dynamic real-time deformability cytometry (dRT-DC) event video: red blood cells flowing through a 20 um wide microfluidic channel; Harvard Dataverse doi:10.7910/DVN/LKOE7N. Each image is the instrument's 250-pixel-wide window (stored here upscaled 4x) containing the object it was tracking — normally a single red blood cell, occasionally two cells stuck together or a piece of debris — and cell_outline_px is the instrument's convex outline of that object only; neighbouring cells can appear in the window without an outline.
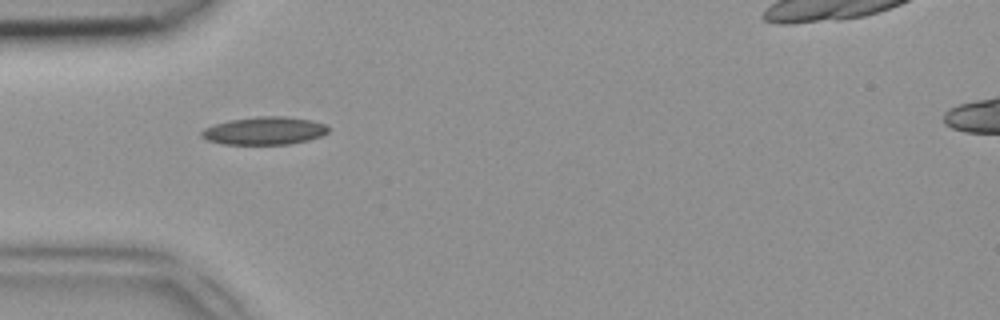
{"species": "common noctule bat (a hibernating species)", "species_latin": "Nyctalus noctula", "temperature_condition": "room temperature", "stored_images_in_passage": 31, "camera_frame_rate_fps": 3000, "um_per_image_px": 0.085, "animal": {"sex": "female", "body_mass_g": 18.4}, "frame": {"image": 1, "passage_image": 1, "time_ms": 0.0, "image_size_px": [1000, 320], "cell_outline_px": [[328, 132], [320, 136], [308, 140], [288, 144], [224, 144], [208, 140], [200, 136], [200, 132], [204, 128], [228, 120], [256, 116], [284, 116], [312, 120], [324, 124], [328, 128]], "centroid_in_image_um": [22.46, 11.11], "position_along_channel_um": 62.5, "area_um2": 20.52}}
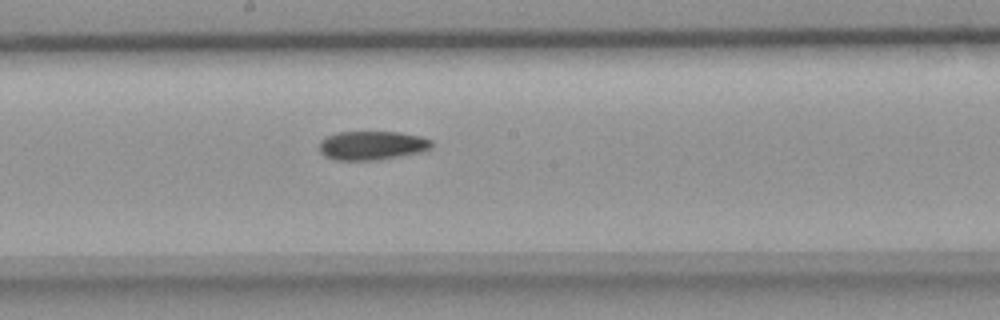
{"frame": {"image": 2, "passage_image": 12, "time_ms": 3.667, "image_size_px": [1000, 320], "cell_outline_px": [[432, 148], [424, 152], [376, 160], [336, 160], [324, 156], [320, 152], [320, 140], [324, 136], [336, 132], [400, 132], [420, 136], [432, 140]], "centroid_in_image_um": [31.62, 12.36], "position_along_channel_um": 216.6, "area_um2": 19.19}}
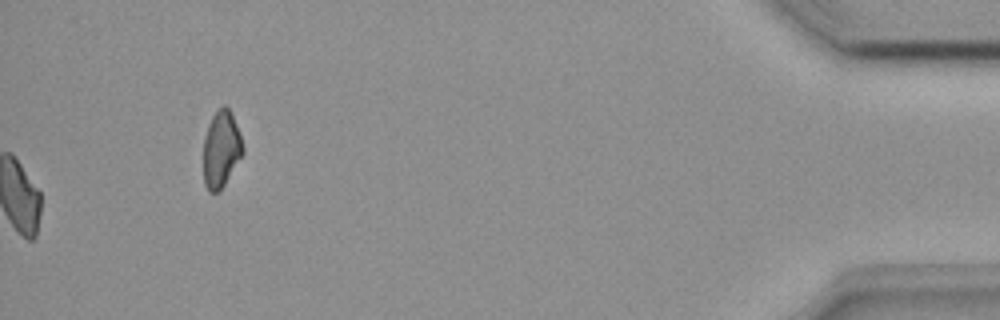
{"frame": {"image": 3, "passage_image": 31, "time_ms": 10.0, "image_size_px": [1000, 320], "cell_outline_px": [[244, 152], [220, 192], [208, 192], [204, 184], [204, 136], [208, 124], [212, 116], [224, 104], [232, 112], [244, 148]], "centroid_in_image_um": [18.79, 12.7], "position_along_channel_um": 416.4, "area_um2": 17.63}}